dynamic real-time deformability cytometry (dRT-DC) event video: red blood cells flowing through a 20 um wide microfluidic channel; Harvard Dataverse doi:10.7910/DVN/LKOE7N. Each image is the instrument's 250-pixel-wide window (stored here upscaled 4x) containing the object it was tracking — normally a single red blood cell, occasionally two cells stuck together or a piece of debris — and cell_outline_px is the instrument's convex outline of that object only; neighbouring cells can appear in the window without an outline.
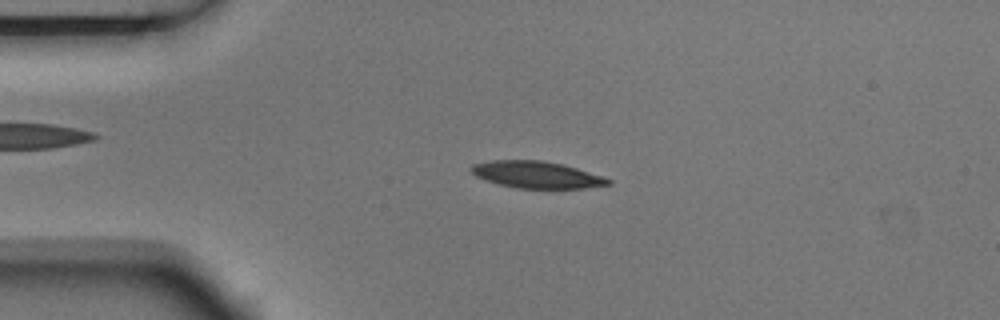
{"species": "Egyptian fruit bat (a non-hibernating species)", "species_latin": "Rousettus aegyptiacus", "temperature_condition": "room temperature", "stored_images_in_passage": 5, "camera_frame_rate_fps": 3000, "um_per_image_px": 0.085, "animal": {"sex": "male"}, "frame": {"image": 1, "passage_image": 3, "time_ms": 0.667, "image_size_px": [1000, 320], "cell_outline_px": [[612, 184], [584, 188], [516, 188], [500, 184], [476, 176], [468, 168], [472, 164], [492, 160], [544, 160], [576, 168], [604, 176], [612, 180]], "centroid_in_image_um": [45.63, 14.84], "position_along_channel_um": 39.4, "area_um2": 21.33}}
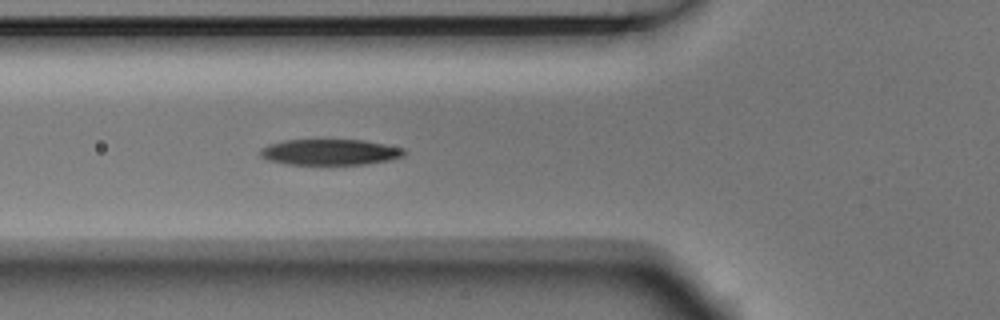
{"frame": {"image": 2, "passage_image": 5, "time_ms": 1.333, "image_size_px": [1000, 320], "cell_outline_px": [[404, 156], [392, 160], [364, 164], [288, 164], [268, 160], [260, 156], [260, 148], [268, 144], [284, 140], [364, 140], [404, 148]], "centroid_in_image_um": [28.04, 12.92], "position_along_channel_um": 97.8, "area_um2": 21.68}}